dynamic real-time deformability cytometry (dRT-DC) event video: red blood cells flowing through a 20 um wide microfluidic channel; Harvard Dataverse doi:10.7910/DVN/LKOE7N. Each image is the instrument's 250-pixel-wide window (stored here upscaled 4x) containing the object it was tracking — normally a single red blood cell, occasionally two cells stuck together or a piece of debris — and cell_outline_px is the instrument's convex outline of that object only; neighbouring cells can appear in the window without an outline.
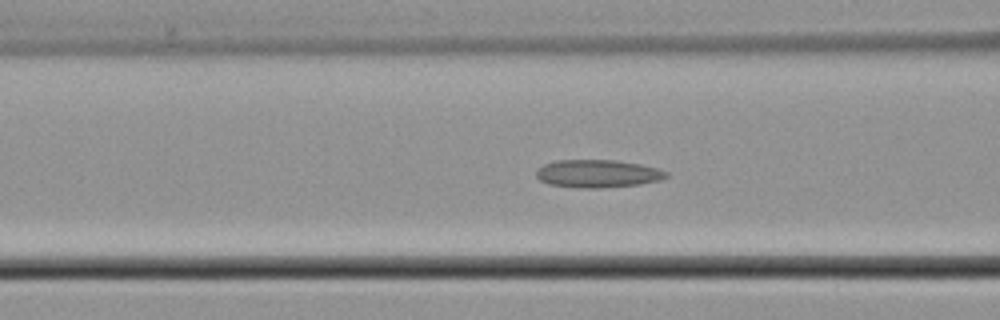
{"species": "common noctule bat (a hibernating species)", "species_latin": "Nyctalus noctula", "temperature_condition": "cold", "stored_images_in_passage": 50, "camera_frame_rate_fps": 3000, "um_per_image_px": 0.085, "animal": {"sex": "male", "body_mass_g": 21.5, "forearm_length_mm": 52.0}, "frame": {"image": 1, "passage_image": 19, "time_ms": 6.0, "image_size_px": [1000, 320], "cell_outline_px": [[668, 176], [660, 180], [640, 184], [600, 188], [580, 188], [548, 184], [540, 180], [536, 176], [536, 172], [544, 164], [556, 160], [616, 160], [640, 164], [656, 168], [668, 172]], "centroid_in_image_um": [50.8, 14.76], "position_along_channel_um": 115.8, "area_um2": 21.04}}
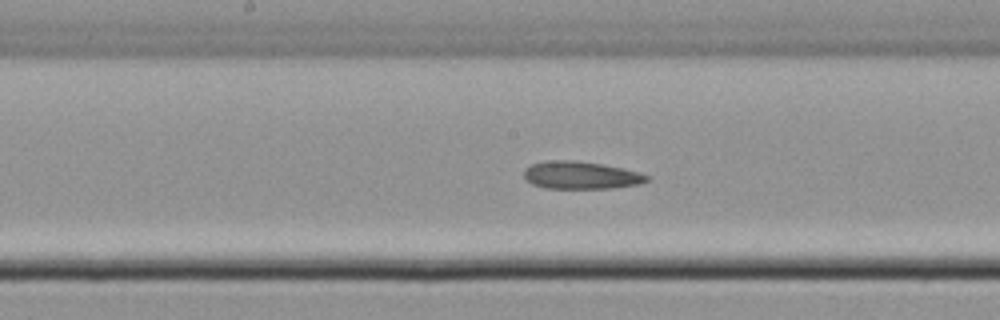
{"frame": {"image": 2, "passage_image": 25, "time_ms": 8.0, "image_size_px": [1000, 320], "cell_outline_px": [[648, 180], [640, 184], [612, 188], [544, 188], [532, 184], [524, 176], [524, 168], [532, 164], [544, 160], [576, 160], [624, 168], [648, 176]], "centroid_in_image_um": [49.33, 14.89], "position_along_channel_um": 198.9, "area_um2": 19.71}}
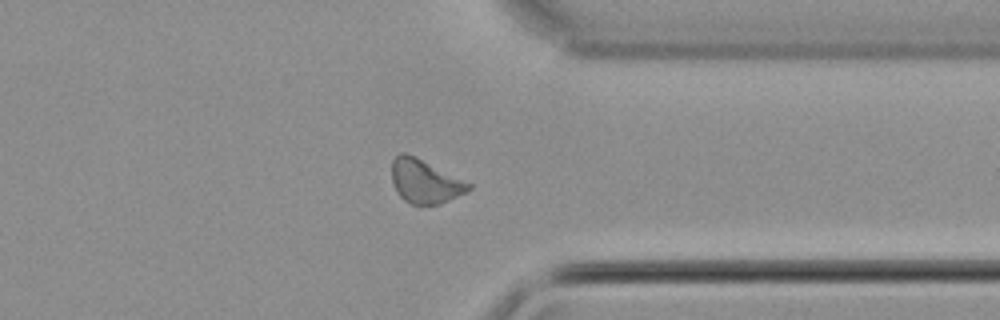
{"frame": {"image": 3, "passage_image": 38, "time_ms": 12.333, "image_size_px": [1000, 320], "cell_outline_px": [[472, 188], [468, 192], [440, 204], [420, 208], [404, 200], [396, 192], [392, 184], [392, 160], [400, 152], [404, 152], [472, 184]], "centroid_in_image_um": [36.1, 15.48], "position_along_channel_um": 375.3, "area_um2": 19.71}}